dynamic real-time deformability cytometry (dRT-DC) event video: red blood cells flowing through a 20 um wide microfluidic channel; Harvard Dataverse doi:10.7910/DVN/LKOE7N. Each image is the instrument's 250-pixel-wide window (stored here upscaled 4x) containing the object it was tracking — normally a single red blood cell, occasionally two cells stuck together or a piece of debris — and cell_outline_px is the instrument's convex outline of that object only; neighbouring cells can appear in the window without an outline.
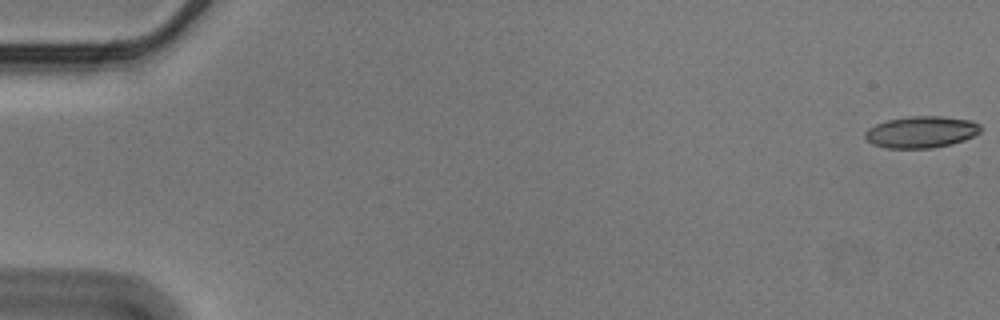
{"species": "Egyptian fruit bat (a non-hibernating species)", "species_latin": "Rousettus aegyptiacus", "temperature_condition": "cold", "stored_images_in_passage": 57, "camera_frame_rate_fps": 3000, "um_per_image_px": 0.085, "animal": {"sex": "male"}, "frame": {"image": 1, "passage_image": 1, "time_ms": 0.0, "image_size_px": [1000, 320], "cell_outline_px": [[984, 128], [980, 132], [964, 140], [952, 144], [932, 148], [888, 148], [872, 144], [864, 136], [864, 132], [868, 128], [876, 124], [888, 120], [912, 116], [940, 116], [968, 120], [980, 124]], "centroid_in_image_um": [78.31, 11.22], "position_along_channel_um": 6.7, "area_um2": 21.27}}
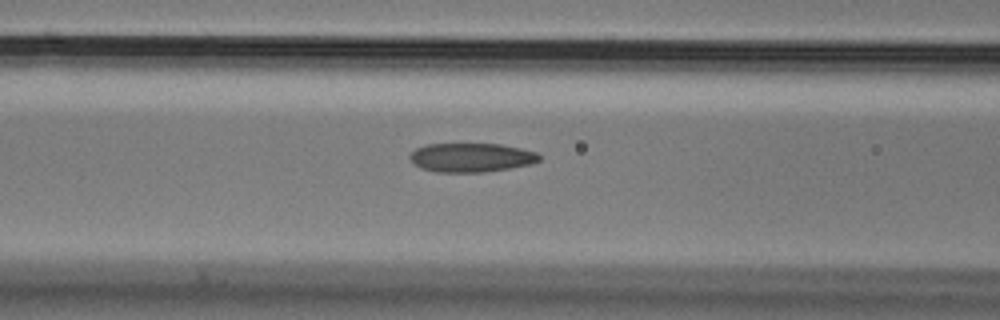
{"frame": {"image": 2, "passage_image": 24, "time_ms": 7.667, "image_size_px": [1000, 320], "cell_outline_px": [[540, 160], [532, 164], [484, 172], [436, 172], [420, 168], [412, 164], [408, 156], [416, 148], [428, 144], [500, 144], [520, 148], [536, 152], [540, 156]], "centroid_in_image_um": [40.02, 13.39], "position_along_channel_um": 126.6, "area_um2": 21.91}}
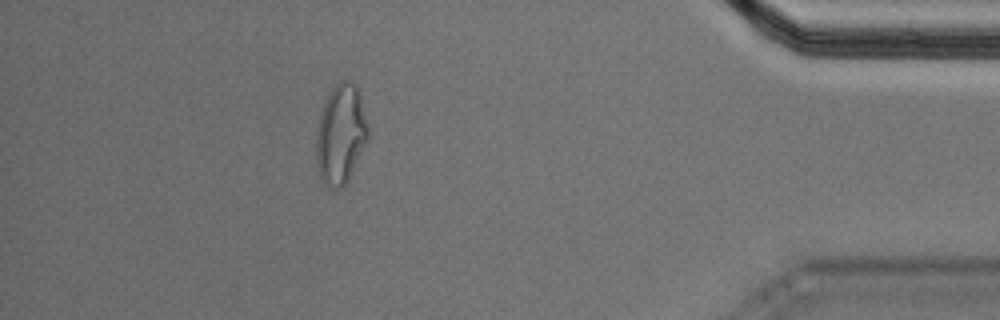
{"frame": {"image": 3, "passage_image": 51, "time_ms": 16.667, "image_size_px": [1000, 320], "cell_outline_px": [[368, 140], [344, 188], [328, 188], [324, 184], [320, 176], [316, 160], [316, 128], [320, 112], [332, 88], [340, 80], [352, 80], [356, 84], [360, 96], [368, 124]], "centroid_in_image_um": [28.96, 11.42], "position_along_channel_um": 406.2, "area_um2": 30.35}, "authors_computed_cell_mechanics": {"area_um2": 22.3108, "velocity_mm_per_s": 3.5846, "shape_relaxation_time_tau1_ms": null, "shape_relaxation_time_tau2_ms": 2.5313, "deformation_change_tau1": null, "deformation_change_tau2": 0.0997}}